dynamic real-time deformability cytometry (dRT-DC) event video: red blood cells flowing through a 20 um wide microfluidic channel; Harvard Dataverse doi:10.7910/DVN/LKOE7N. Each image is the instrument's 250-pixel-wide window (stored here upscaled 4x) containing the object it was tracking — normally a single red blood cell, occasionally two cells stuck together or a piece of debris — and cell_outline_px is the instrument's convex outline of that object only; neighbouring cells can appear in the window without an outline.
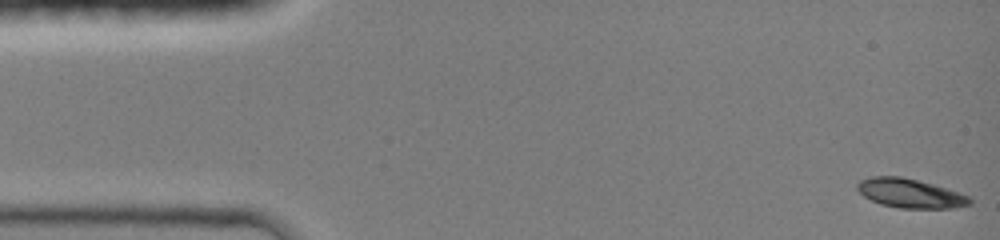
{"species": "common noctule bat (a hibernating species)", "species_latin": "Nyctalus noctula", "temperature_condition": "room temperature", "stored_images_in_passage": 9, "camera_frame_rate_fps": 3000, "um_per_image_px": 0.085, "animal": {"sex": "female", "body_mass_g": 19.0, "forearm_length_mm": 51.5}, "frame": {"image": 1, "passage_image": 1, "time_ms": 0.0, "image_size_px": [1000, 240], "cell_outline_px": [[972, 204], [956, 208], [900, 208], [880, 204], [864, 196], [856, 188], [856, 184], [860, 180], [872, 176], [900, 176], [932, 184], [968, 196], [972, 200]], "centroid_in_image_um": [77.34, 16.44], "position_along_channel_um": 7.7, "area_um2": 18.9}}
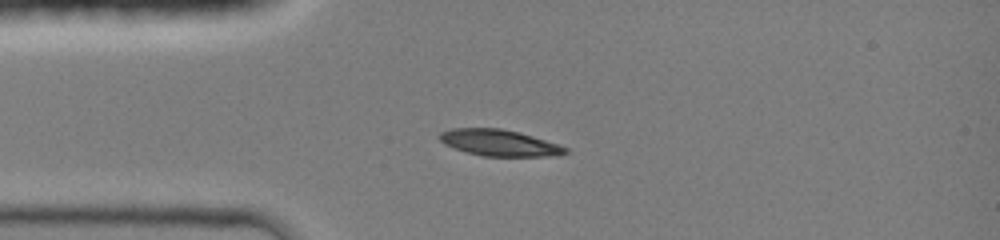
{"frame": {"image": 2, "passage_image": 8, "time_ms": 3.333, "image_size_px": [1000, 240], "cell_outline_px": [[568, 152], [556, 156], [484, 156], [468, 152], [444, 144], [440, 140], [440, 132], [452, 128], [500, 128], [520, 132], [560, 144], [568, 148]], "centroid_in_image_um": [42.49, 12.13], "position_along_channel_um": 42.5, "area_um2": 19.31}}